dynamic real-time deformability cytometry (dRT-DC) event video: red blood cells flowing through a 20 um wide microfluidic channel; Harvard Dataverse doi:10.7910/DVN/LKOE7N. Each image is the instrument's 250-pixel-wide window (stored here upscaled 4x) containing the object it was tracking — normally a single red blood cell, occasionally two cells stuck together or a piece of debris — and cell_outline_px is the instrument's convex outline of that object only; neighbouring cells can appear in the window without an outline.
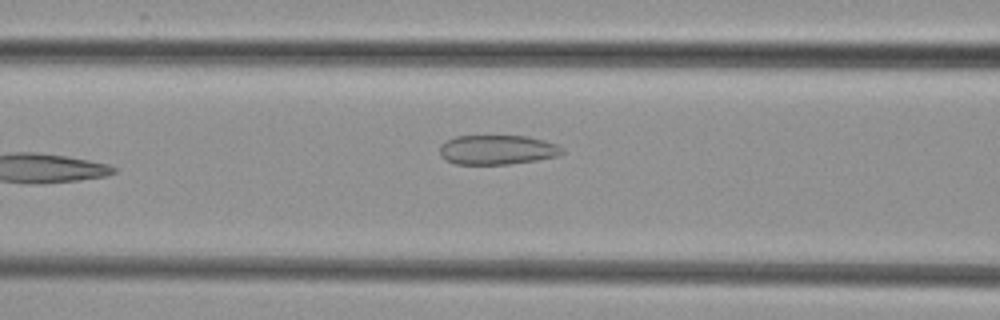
{"species": "common noctule bat (a hibernating species)", "species_latin": "Nyctalus noctula", "temperature_condition": "cold", "stored_images_in_passage": 6, "camera_frame_rate_fps": 3000, "um_per_image_px": 0.085, "animal": {"sex": "female", "body_mass_g": 29.2, "forearm_length_mm": 56.3}, "frame": {"image": 1, "passage_image": 6, "time_ms": 6.0, "image_size_px": [1000, 320], "cell_outline_px": [[564, 152], [556, 156], [536, 160], [508, 164], [456, 164], [444, 160], [440, 156], [440, 144], [456, 136], [524, 136], [544, 140], [556, 144], [564, 148]], "centroid_in_image_um": [42.24, 12.73], "position_along_channel_um": 124.4, "area_um2": 21.04}}